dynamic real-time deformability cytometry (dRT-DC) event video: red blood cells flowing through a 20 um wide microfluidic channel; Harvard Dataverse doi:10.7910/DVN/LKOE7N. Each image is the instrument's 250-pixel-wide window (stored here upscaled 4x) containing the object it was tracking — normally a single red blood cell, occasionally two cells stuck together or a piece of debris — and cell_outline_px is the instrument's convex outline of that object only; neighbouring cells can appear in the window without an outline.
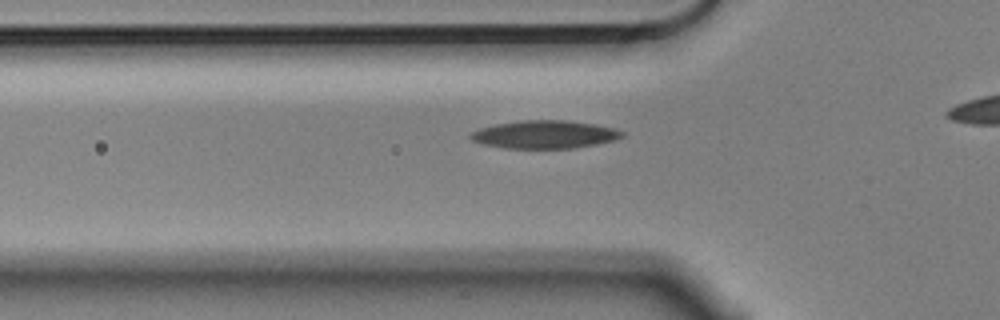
{"species": "Egyptian fruit bat (a non-hibernating species)", "species_latin": "Rousettus aegyptiacus", "temperature_condition": "cold", "stored_images_in_passage": 39, "camera_frame_rate_fps": 3000, "um_per_image_px": 0.085, "animal": {"sex": "male"}, "frame": {"image": 1, "passage_image": 12, "time_ms": 3.667, "image_size_px": [1000, 320], "cell_outline_px": [[624, 136], [616, 140], [596, 144], [572, 148], [504, 148], [484, 144], [472, 140], [468, 136], [472, 132], [480, 128], [496, 124], [524, 120], [564, 120], [596, 124], [616, 128], [624, 132]], "centroid_in_image_um": [46.33, 11.43], "position_along_channel_um": 79.5, "area_um2": 24.68}}
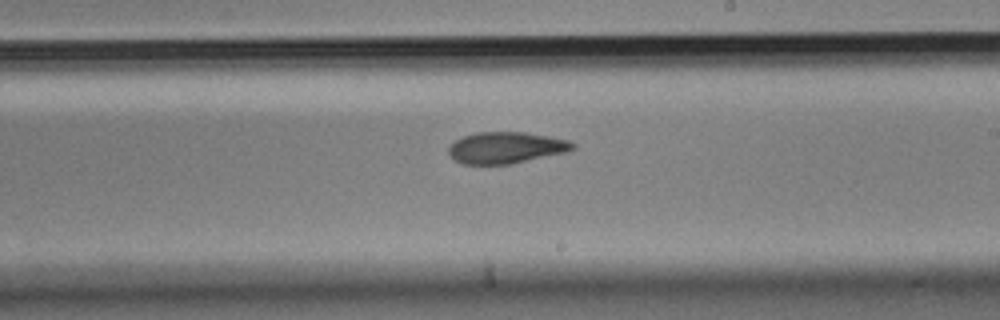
{"frame": {"image": 2, "passage_image": 26, "time_ms": 8.333, "image_size_px": [1000, 320], "cell_outline_px": [[576, 148], [564, 152], [508, 164], [464, 164], [452, 160], [448, 156], [448, 148], [456, 140], [464, 136], [476, 132], [524, 132], [548, 136], [568, 140], [576, 144]], "centroid_in_image_um": [42.96, 12.55], "position_along_channel_um": 246.0, "area_um2": 22.6}}
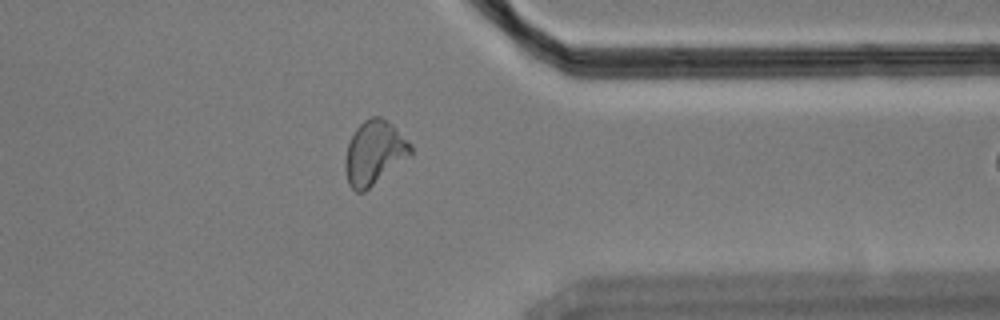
{"frame": {"image": 3, "passage_image": 38, "time_ms": 12.333, "image_size_px": [1000, 320], "cell_outline_px": [[412, 156], [364, 192], [356, 192], [348, 184], [344, 168], [344, 160], [348, 144], [356, 128], [364, 120], [372, 116], [380, 116], [388, 120], [412, 144]], "centroid_in_image_um": [31.83, 12.99], "position_along_channel_um": 379.6, "area_um2": 24.74}}